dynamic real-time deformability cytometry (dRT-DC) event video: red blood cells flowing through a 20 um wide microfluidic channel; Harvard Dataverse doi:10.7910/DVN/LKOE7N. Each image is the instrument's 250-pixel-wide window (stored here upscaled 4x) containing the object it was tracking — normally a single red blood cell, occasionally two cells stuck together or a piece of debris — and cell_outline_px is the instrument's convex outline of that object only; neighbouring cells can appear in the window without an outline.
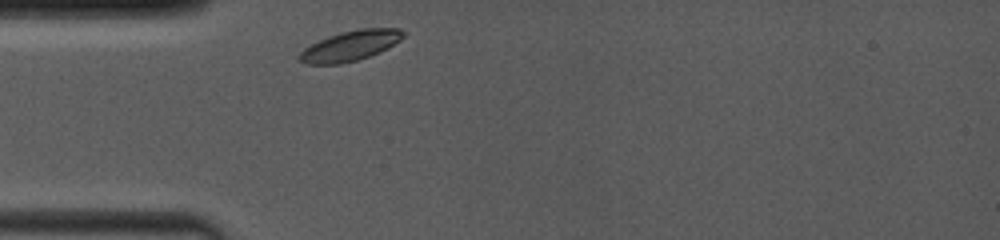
{"species": "common noctule bat (a hibernating species)", "species_latin": "Nyctalus noctula", "temperature_condition": "room temperature", "stored_images_in_passage": 2, "camera_frame_rate_fps": 4000, "um_per_image_px": 0.085, "animal": {"sex": "female", "body_mass_g": 19.0, "forearm_length_mm": 53.3}, "frame": {"image": 1, "passage_image": 1, "time_ms": 0.0, "image_size_px": [1000, 240], "cell_outline_px": [[408, 32], [400, 40], [388, 48], [380, 52], [356, 60], [340, 64], [304, 64], [296, 56], [304, 48], [328, 36], [340, 32], [360, 28], [400, 28]], "centroid_in_image_um": [29.79, 3.88], "position_along_channel_um": 55.2, "area_um2": 18.38}}